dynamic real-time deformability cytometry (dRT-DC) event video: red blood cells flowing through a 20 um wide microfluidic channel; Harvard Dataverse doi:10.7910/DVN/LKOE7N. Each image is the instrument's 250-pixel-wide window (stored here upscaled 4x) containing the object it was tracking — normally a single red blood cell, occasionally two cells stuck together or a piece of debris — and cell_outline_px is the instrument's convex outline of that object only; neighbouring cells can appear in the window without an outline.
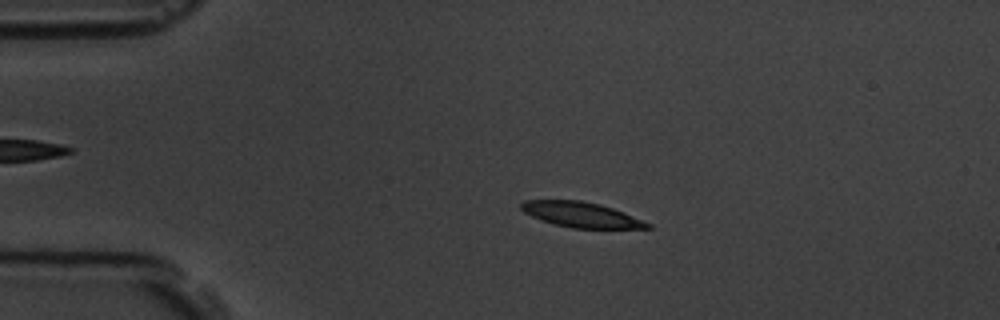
{"species": "common noctule bat (a hibernating species)", "species_latin": "Nyctalus noctula", "temperature_condition": "room temperature", "stored_images_in_passage": 5, "camera_frame_rate_fps": 3000, "um_per_image_px": 0.085, "animal": {"sex": "male", "body_mass_g": 19.5, "forearm_length_mm": 54.6}, "frame": {"image": 1, "passage_image": 3, "time_ms": 2.333, "image_size_px": [1000, 320], "cell_outline_px": [[652, 228], [572, 228], [540, 220], [524, 212], [520, 208], [520, 204], [524, 200], [580, 200], [600, 204], [624, 212], [652, 224]], "centroid_in_image_um": [49.4, 18.24], "position_along_channel_um": 35.6, "area_um2": 18.5}}
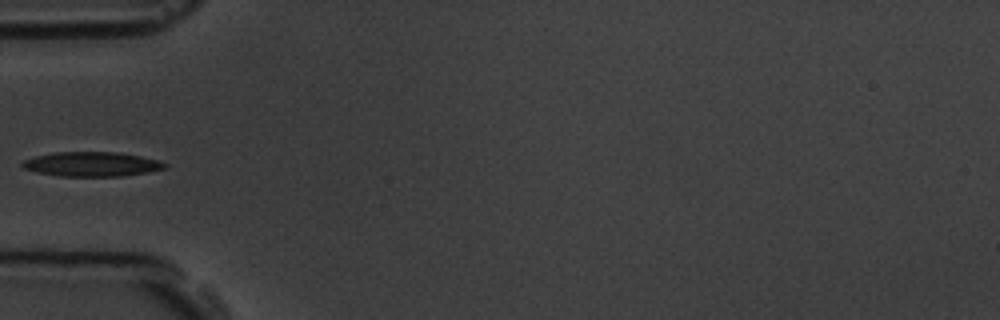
{"frame": {"image": 2, "passage_image": 5, "time_ms": 4.667, "image_size_px": [1000, 320], "cell_outline_px": [[168, 168], [148, 172], [120, 176], [60, 176], [36, 172], [24, 168], [20, 164], [24, 160], [36, 156], [56, 152], [116, 152], [140, 156], [156, 160], [168, 164]], "centroid_in_image_um": [7.81, 13.95], "position_along_channel_um": 77.2, "area_um2": 20.23}}